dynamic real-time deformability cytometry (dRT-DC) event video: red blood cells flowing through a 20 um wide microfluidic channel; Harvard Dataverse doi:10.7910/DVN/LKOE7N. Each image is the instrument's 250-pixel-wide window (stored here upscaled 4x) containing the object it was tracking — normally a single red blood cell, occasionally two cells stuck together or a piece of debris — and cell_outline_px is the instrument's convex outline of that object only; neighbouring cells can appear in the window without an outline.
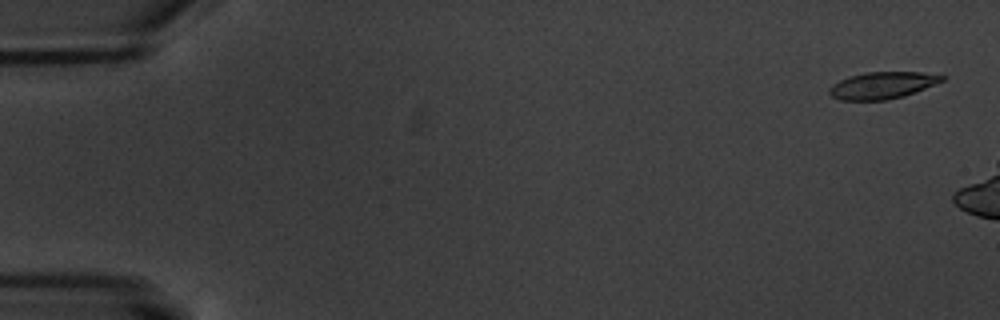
{"species": "common noctule bat (a hibernating species)", "species_latin": "Nyctalus noctula", "temperature_condition": "warm", "stored_images_in_passage": 4, "camera_frame_rate_fps": 3000, "um_per_image_px": 0.085, "animal": {"sex": "male", "body_mass_g": 20.1, "forearm_length_mm": 53.5}, "frame": {"image": 1, "passage_image": 1, "time_ms": 0.0, "image_size_px": [1000, 320], "cell_outline_px": [[948, 76], [944, 80], [904, 96], [888, 100], [840, 100], [832, 96], [828, 92], [828, 88], [832, 84], [848, 76], [864, 72], [920, 72]], "centroid_in_image_um": [74.97, 7.25], "position_along_channel_um": 10.0, "area_um2": 17.69}}